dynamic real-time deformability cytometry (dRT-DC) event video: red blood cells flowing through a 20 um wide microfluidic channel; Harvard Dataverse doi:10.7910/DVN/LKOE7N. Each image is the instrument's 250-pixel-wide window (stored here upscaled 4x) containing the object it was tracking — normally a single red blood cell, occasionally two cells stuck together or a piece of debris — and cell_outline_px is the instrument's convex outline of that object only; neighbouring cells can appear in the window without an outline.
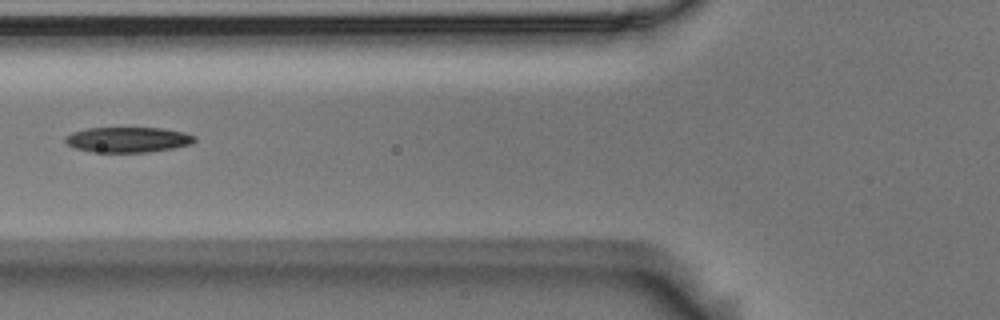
{"species": "Egyptian fruit bat (a non-hibernating species)", "species_latin": "Rousettus aegyptiacus", "temperature_condition": "room temperature", "stored_images_in_passage": 6, "camera_frame_rate_fps": 3000, "um_per_image_px": 0.085, "animal": {"sex": "male"}, "frame": {"image": 1, "passage_image": 3, "time_ms": 0.667, "image_size_px": [1000, 320], "cell_outline_px": [[196, 140], [192, 144], [172, 148], [148, 152], [92, 152], [76, 148], [68, 144], [64, 140], [64, 136], [72, 132], [88, 128], [164, 128], [184, 132], [196, 136]], "centroid_in_image_um": [10.88, 11.87], "position_along_channel_um": 114.9, "area_um2": 19.13}}
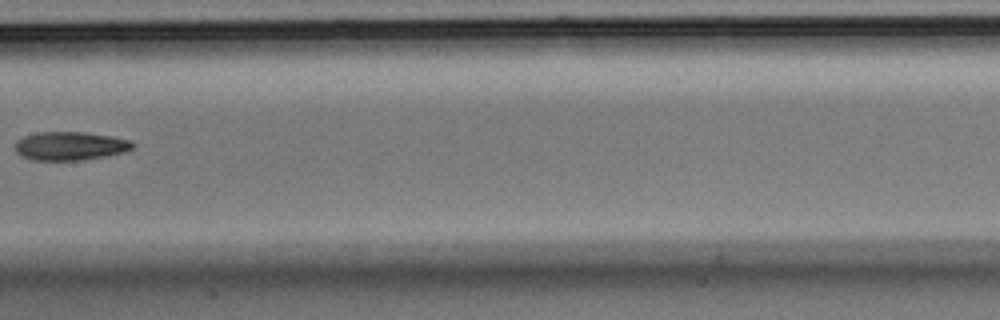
{"frame": {"image": 2, "passage_image": 5, "time_ms": 1.333, "image_size_px": [1000, 320], "cell_outline_px": [[136, 144], [132, 148], [124, 152], [104, 156], [80, 160], [36, 160], [20, 156], [16, 152], [16, 140], [24, 136], [40, 132], [84, 132], [112, 136], [132, 140]], "centroid_in_image_um": [5.98, 12.4], "position_along_channel_um": 201.4, "area_um2": 19.54}}
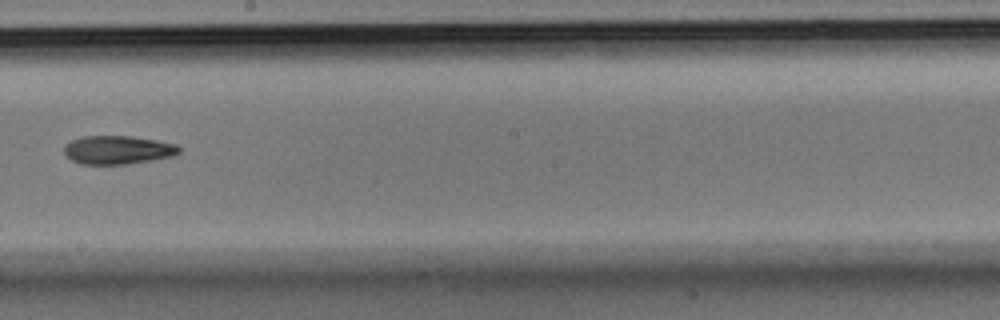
{"frame": {"image": 3, "passage_image": 6, "time_ms": 1.667, "image_size_px": [1000, 320], "cell_outline_px": [[180, 152], [172, 156], [152, 160], [124, 164], [80, 164], [72, 160], [64, 152], [64, 144], [72, 140], [84, 136], [132, 136], [156, 140], [176, 144], [180, 148]], "centroid_in_image_um": [10.0, 12.74], "position_along_channel_um": 238.2, "area_um2": 19.02}}